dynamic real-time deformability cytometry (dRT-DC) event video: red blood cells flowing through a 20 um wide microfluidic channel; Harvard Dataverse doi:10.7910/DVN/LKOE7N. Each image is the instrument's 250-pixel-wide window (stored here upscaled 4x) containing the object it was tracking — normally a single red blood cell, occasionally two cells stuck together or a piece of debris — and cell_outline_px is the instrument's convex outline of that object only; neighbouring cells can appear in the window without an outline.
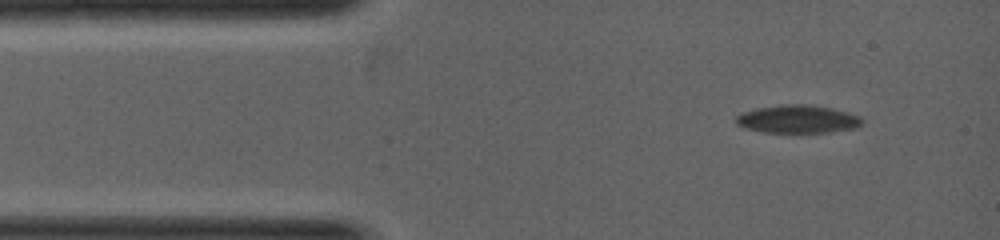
{"species": "common noctule bat (a hibernating species)", "species_latin": "Nyctalus noctula", "temperature_condition": "warm", "stored_images_in_passage": 6, "camera_frame_rate_fps": 5000, "um_per_image_px": 0.085, "animal": {"sex": "female", "body_mass_g": 19.0, "forearm_length_mm": 53.3}, "frame": {"image": 1, "passage_image": 1, "time_ms": 0.0, "image_size_px": [1000, 240], "cell_outline_px": [[864, 120], [856, 128], [828, 132], [764, 132], [744, 128], [736, 124], [736, 116], [744, 112], [756, 108], [780, 104], [808, 104], [832, 108], [848, 112], [860, 116]], "centroid_in_image_um": [67.81, 10.12], "position_along_channel_um": 17.2, "area_um2": 20.63}}
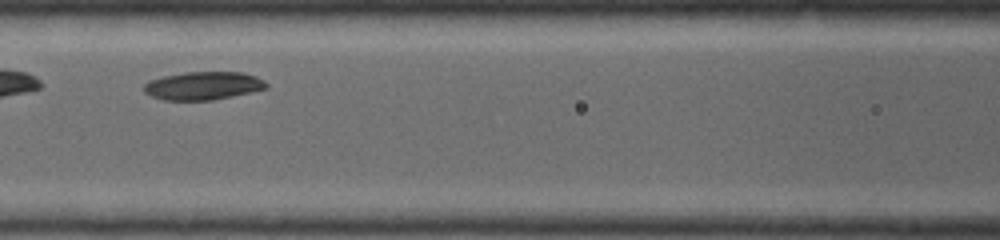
{"frame": {"image": 2, "passage_image": 6, "time_ms": 3.0, "image_size_px": [1000, 240], "cell_outline_px": [[268, 88], [252, 92], [212, 100], [164, 100], [152, 96], [144, 92], [144, 84], [148, 80], [164, 76], [184, 72], [244, 72], [256, 76], [264, 80], [268, 84]], "centroid_in_image_um": [17.29, 7.28], "position_along_channel_um": 149.3, "area_um2": 20.17}}